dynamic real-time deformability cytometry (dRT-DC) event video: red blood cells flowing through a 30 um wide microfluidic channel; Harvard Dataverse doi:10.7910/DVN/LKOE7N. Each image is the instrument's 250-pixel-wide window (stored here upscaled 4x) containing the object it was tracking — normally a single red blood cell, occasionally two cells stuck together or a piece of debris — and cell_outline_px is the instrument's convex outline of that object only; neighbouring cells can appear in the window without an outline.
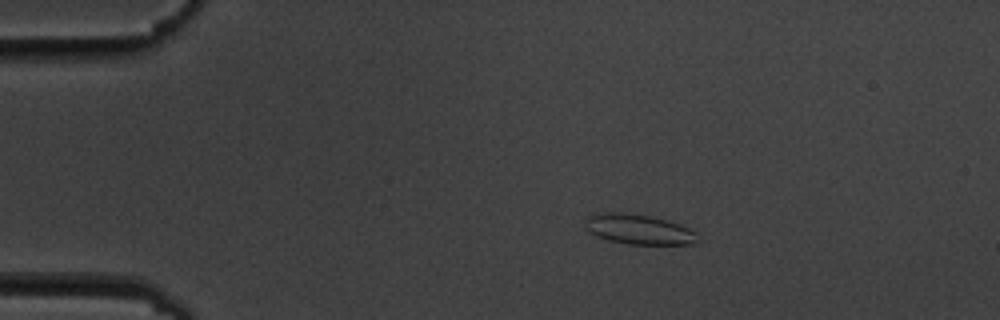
{"species": "common noctule bat (a hibernating species)", "species_latin": "Nyctalus noctula", "temperature_condition": "cold", "stored_images_in_passage": 7, "camera_frame_rate_fps": 3000, "um_per_image_px": 0.085, "animal": {"sex": "male", "body_mass_g": 19.5, "forearm_length_mm": 54.6}, "frame": {"image": 1, "passage_image": 4, "time_ms": 3.333, "image_size_px": [1000, 320], "cell_outline_px": [[696, 232], [692, 244], [628, 244], [608, 240], [596, 236], [588, 232], [584, 228], [584, 220], [588, 216], [596, 212], [632, 212], [668, 220], [680, 224]], "centroid_in_image_um": [54.17, 19.46], "position_along_channel_um": 30.8, "area_um2": 19.88}}
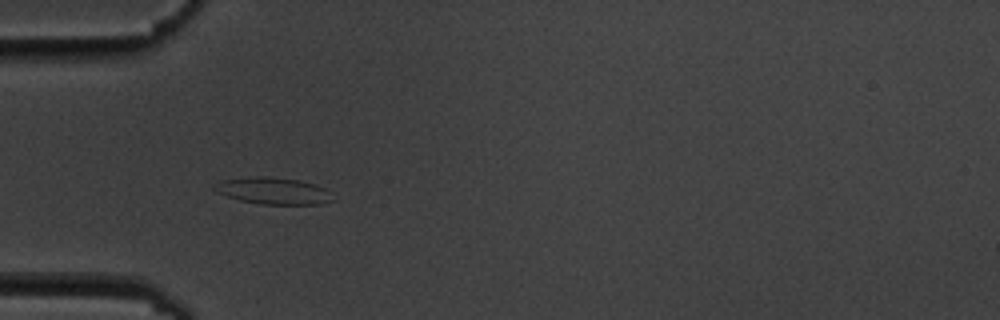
{"frame": {"image": 2, "passage_image": 6, "time_ms": 5.667, "image_size_px": [1000, 320], "cell_outline_px": [[336, 200], [320, 204], [260, 204], [240, 200], [216, 192], [212, 188], [216, 184], [224, 180], [256, 176], [268, 176], [300, 180], [316, 184], [324, 188]], "centroid_in_image_um": [23.26, 16.22], "position_along_channel_um": 61.7, "area_um2": 18.38}}
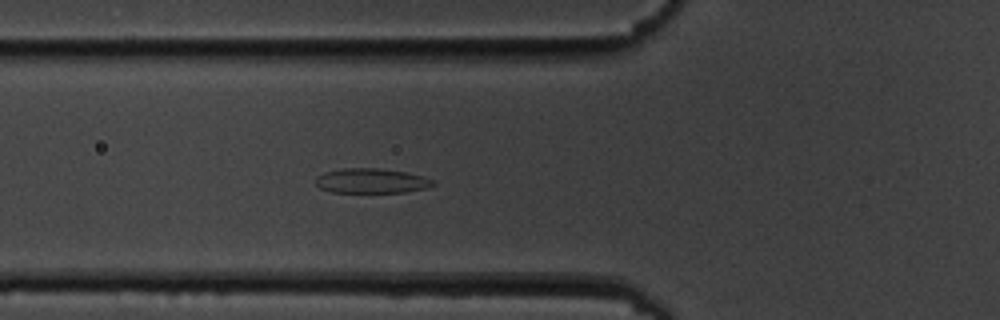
{"frame": {"image": 3, "passage_image": 7, "time_ms": 6.667, "image_size_px": [1000, 320], "cell_outline_px": [[436, 184], [428, 188], [404, 192], [332, 192], [320, 188], [316, 184], [316, 176], [324, 172], [344, 168], [380, 168], [408, 172], [424, 176], [436, 180]], "centroid_in_image_um": [31.62, 15.36], "position_along_channel_um": 94.2, "area_um2": 17.17}}